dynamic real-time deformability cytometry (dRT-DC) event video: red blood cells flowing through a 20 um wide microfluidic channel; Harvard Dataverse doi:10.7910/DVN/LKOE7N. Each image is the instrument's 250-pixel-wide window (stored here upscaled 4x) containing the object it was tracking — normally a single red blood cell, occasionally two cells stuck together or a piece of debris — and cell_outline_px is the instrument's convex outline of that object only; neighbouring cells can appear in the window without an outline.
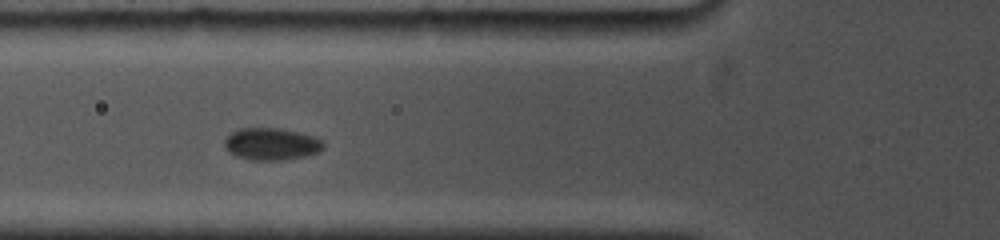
{"species": "common noctule bat (a hibernating species)", "species_latin": "Nyctalus noctula", "temperature_condition": "cold", "stored_images_in_passage": 27, "camera_frame_rate_fps": 5000, "um_per_image_px": 0.085, "animal": {"sex": "female", "body_mass_g": 19.0, "forearm_length_mm": 53.3}, "frame": {"image": 1, "passage_image": 19, "time_ms": 2.6, "image_size_px": [1000, 240], "cell_outline_px": [[324, 148], [308, 156], [284, 160], [252, 160], [236, 156], [228, 152], [224, 148], [224, 140], [232, 132], [240, 128], [280, 128], [300, 132], [312, 136], [320, 140], [324, 144]], "centroid_in_image_um": [23.05, 12.24], "position_along_channel_um": 102.8, "area_um2": 18.61}}
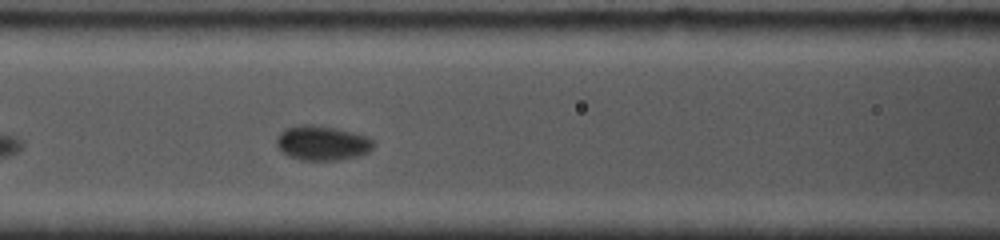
{"frame": {"image": 2, "passage_image": 27, "time_ms": 3.6, "image_size_px": [1000, 240], "cell_outline_px": [[376, 144], [368, 152], [360, 156], [340, 160], [300, 160], [288, 156], [276, 144], [276, 136], [284, 128], [300, 124], [312, 124], [336, 128], [368, 136]], "centroid_in_image_um": [27.39, 12.15], "position_along_channel_um": 139.2, "area_um2": 19.83}}